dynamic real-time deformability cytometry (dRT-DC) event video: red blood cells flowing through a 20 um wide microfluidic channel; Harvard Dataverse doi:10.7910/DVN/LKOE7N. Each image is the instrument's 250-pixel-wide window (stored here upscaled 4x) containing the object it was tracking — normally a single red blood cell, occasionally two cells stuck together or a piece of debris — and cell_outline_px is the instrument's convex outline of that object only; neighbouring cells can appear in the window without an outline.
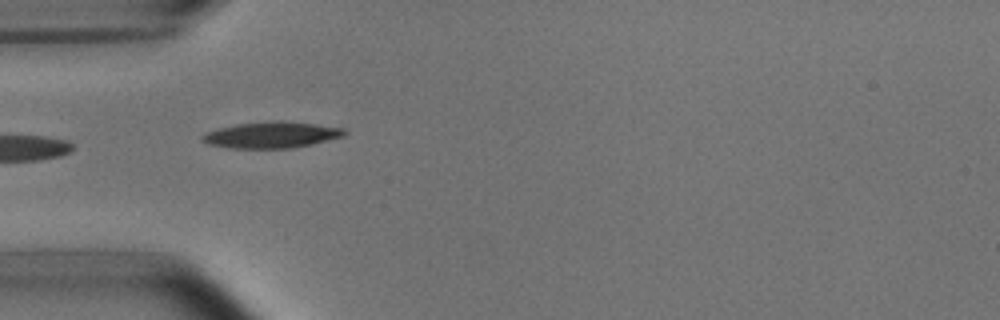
{"species": "common noctule bat (a hibernating species)", "species_latin": "Nyctalus noctula", "temperature_condition": "room temperature", "stored_images_in_passage": 6, "camera_frame_rate_fps": 3000, "um_per_image_px": 0.085, "animal": {"sex": "male", "body_mass_g": 15.6}, "frame": {"image": 1, "passage_image": 5, "time_ms": 4.667, "image_size_px": [1000, 320], "cell_outline_px": [[348, 132], [344, 136], [312, 144], [292, 148], [228, 148], [208, 144], [200, 140], [200, 136], [208, 132], [220, 128], [236, 124], [280, 120], [344, 128]], "centroid_in_image_um": [23.07, 11.47], "position_along_channel_um": 61.9, "area_um2": 21.62}}